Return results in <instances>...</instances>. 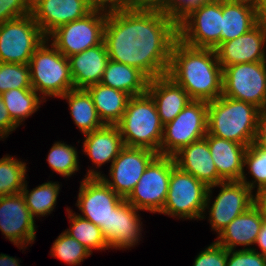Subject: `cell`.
<instances>
[{"label": "cell", "instance_id": "cell-1", "mask_svg": "<svg viewBox=\"0 0 266 266\" xmlns=\"http://www.w3.org/2000/svg\"><path fill=\"white\" fill-rule=\"evenodd\" d=\"M177 21L158 9L107 11L103 42L110 60L133 66L149 79L167 75Z\"/></svg>", "mask_w": 266, "mask_h": 266}, {"label": "cell", "instance_id": "cell-2", "mask_svg": "<svg viewBox=\"0 0 266 266\" xmlns=\"http://www.w3.org/2000/svg\"><path fill=\"white\" fill-rule=\"evenodd\" d=\"M192 100L213 101L222 95L223 69L215 49L196 48L175 40L167 72Z\"/></svg>", "mask_w": 266, "mask_h": 266}, {"label": "cell", "instance_id": "cell-3", "mask_svg": "<svg viewBox=\"0 0 266 266\" xmlns=\"http://www.w3.org/2000/svg\"><path fill=\"white\" fill-rule=\"evenodd\" d=\"M260 109L221 95L208 102L207 133L249 147L256 134Z\"/></svg>", "mask_w": 266, "mask_h": 266}, {"label": "cell", "instance_id": "cell-4", "mask_svg": "<svg viewBox=\"0 0 266 266\" xmlns=\"http://www.w3.org/2000/svg\"><path fill=\"white\" fill-rule=\"evenodd\" d=\"M117 126L124 146L146 148L160 155L164 125L158 115L156 104L148 93L129 98Z\"/></svg>", "mask_w": 266, "mask_h": 266}, {"label": "cell", "instance_id": "cell-5", "mask_svg": "<svg viewBox=\"0 0 266 266\" xmlns=\"http://www.w3.org/2000/svg\"><path fill=\"white\" fill-rule=\"evenodd\" d=\"M50 41L45 40L36 48L29 61L32 88L44 99L61 98L74 89L68 58ZM51 46V47H50Z\"/></svg>", "mask_w": 266, "mask_h": 266}, {"label": "cell", "instance_id": "cell-6", "mask_svg": "<svg viewBox=\"0 0 266 266\" xmlns=\"http://www.w3.org/2000/svg\"><path fill=\"white\" fill-rule=\"evenodd\" d=\"M222 0H207L177 21L178 39L196 48L215 49L221 43Z\"/></svg>", "mask_w": 266, "mask_h": 266}, {"label": "cell", "instance_id": "cell-7", "mask_svg": "<svg viewBox=\"0 0 266 266\" xmlns=\"http://www.w3.org/2000/svg\"><path fill=\"white\" fill-rule=\"evenodd\" d=\"M208 186L175 166L170 175L166 202L161 210L174 218L206 219L204 216Z\"/></svg>", "mask_w": 266, "mask_h": 266}, {"label": "cell", "instance_id": "cell-8", "mask_svg": "<svg viewBox=\"0 0 266 266\" xmlns=\"http://www.w3.org/2000/svg\"><path fill=\"white\" fill-rule=\"evenodd\" d=\"M208 102L190 101L171 122L163 127L160 156H173L182 147L207 134Z\"/></svg>", "mask_w": 266, "mask_h": 266}, {"label": "cell", "instance_id": "cell-9", "mask_svg": "<svg viewBox=\"0 0 266 266\" xmlns=\"http://www.w3.org/2000/svg\"><path fill=\"white\" fill-rule=\"evenodd\" d=\"M32 14L0 24V62L29 64L36 48L45 40Z\"/></svg>", "mask_w": 266, "mask_h": 266}, {"label": "cell", "instance_id": "cell-10", "mask_svg": "<svg viewBox=\"0 0 266 266\" xmlns=\"http://www.w3.org/2000/svg\"><path fill=\"white\" fill-rule=\"evenodd\" d=\"M107 11L93 9L83 18L58 27L47 39L67 58L103 41Z\"/></svg>", "mask_w": 266, "mask_h": 266}, {"label": "cell", "instance_id": "cell-11", "mask_svg": "<svg viewBox=\"0 0 266 266\" xmlns=\"http://www.w3.org/2000/svg\"><path fill=\"white\" fill-rule=\"evenodd\" d=\"M175 166L173 156L158 155L146 168L126 201L139 211L160 213L167 199L170 175Z\"/></svg>", "mask_w": 266, "mask_h": 266}, {"label": "cell", "instance_id": "cell-12", "mask_svg": "<svg viewBox=\"0 0 266 266\" xmlns=\"http://www.w3.org/2000/svg\"><path fill=\"white\" fill-rule=\"evenodd\" d=\"M158 155L146 148L124 146L110 166L109 179L95 169H89L85 177H100L116 194L126 199Z\"/></svg>", "mask_w": 266, "mask_h": 266}, {"label": "cell", "instance_id": "cell-13", "mask_svg": "<svg viewBox=\"0 0 266 266\" xmlns=\"http://www.w3.org/2000/svg\"><path fill=\"white\" fill-rule=\"evenodd\" d=\"M222 95L266 109V61L224 67Z\"/></svg>", "mask_w": 266, "mask_h": 266}, {"label": "cell", "instance_id": "cell-14", "mask_svg": "<svg viewBox=\"0 0 266 266\" xmlns=\"http://www.w3.org/2000/svg\"><path fill=\"white\" fill-rule=\"evenodd\" d=\"M215 187H220V192L211 204L212 189ZM253 195V191L241 181H223L209 186L205 212L209 210L211 229L218 235L233 219L253 206Z\"/></svg>", "mask_w": 266, "mask_h": 266}, {"label": "cell", "instance_id": "cell-15", "mask_svg": "<svg viewBox=\"0 0 266 266\" xmlns=\"http://www.w3.org/2000/svg\"><path fill=\"white\" fill-rule=\"evenodd\" d=\"M77 203L79 216L97 225L103 235L109 230L112 210L123 200L100 177H85L80 181Z\"/></svg>", "mask_w": 266, "mask_h": 266}, {"label": "cell", "instance_id": "cell-16", "mask_svg": "<svg viewBox=\"0 0 266 266\" xmlns=\"http://www.w3.org/2000/svg\"><path fill=\"white\" fill-rule=\"evenodd\" d=\"M34 218L21 192L0 196V231L19 249L27 248L36 239Z\"/></svg>", "mask_w": 266, "mask_h": 266}, {"label": "cell", "instance_id": "cell-17", "mask_svg": "<svg viewBox=\"0 0 266 266\" xmlns=\"http://www.w3.org/2000/svg\"><path fill=\"white\" fill-rule=\"evenodd\" d=\"M93 9L87 0H31V14L46 38L58 27L83 18Z\"/></svg>", "mask_w": 266, "mask_h": 266}, {"label": "cell", "instance_id": "cell-18", "mask_svg": "<svg viewBox=\"0 0 266 266\" xmlns=\"http://www.w3.org/2000/svg\"><path fill=\"white\" fill-rule=\"evenodd\" d=\"M266 24L258 23L247 33L223 43L215 52L222 69L224 67L251 62L266 61Z\"/></svg>", "mask_w": 266, "mask_h": 266}, {"label": "cell", "instance_id": "cell-19", "mask_svg": "<svg viewBox=\"0 0 266 266\" xmlns=\"http://www.w3.org/2000/svg\"><path fill=\"white\" fill-rule=\"evenodd\" d=\"M138 209L124 199L112 210L109 230L104 234L109 249L125 250L134 247L142 236V222Z\"/></svg>", "mask_w": 266, "mask_h": 266}, {"label": "cell", "instance_id": "cell-20", "mask_svg": "<svg viewBox=\"0 0 266 266\" xmlns=\"http://www.w3.org/2000/svg\"><path fill=\"white\" fill-rule=\"evenodd\" d=\"M176 166L208 187L224 180L218 175L206 138H201L182 147L173 155Z\"/></svg>", "mask_w": 266, "mask_h": 266}, {"label": "cell", "instance_id": "cell-21", "mask_svg": "<svg viewBox=\"0 0 266 266\" xmlns=\"http://www.w3.org/2000/svg\"><path fill=\"white\" fill-rule=\"evenodd\" d=\"M147 93L154 100L163 125L174 120L192 101L188 93L167 75L150 79Z\"/></svg>", "mask_w": 266, "mask_h": 266}, {"label": "cell", "instance_id": "cell-22", "mask_svg": "<svg viewBox=\"0 0 266 266\" xmlns=\"http://www.w3.org/2000/svg\"><path fill=\"white\" fill-rule=\"evenodd\" d=\"M68 61L74 88L86 89L101 82L109 56L102 41L99 45L68 57Z\"/></svg>", "mask_w": 266, "mask_h": 266}, {"label": "cell", "instance_id": "cell-23", "mask_svg": "<svg viewBox=\"0 0 266 266\" xmlns=\"http://www.w3.org/2000/svg\"><path fill=\"white\" fill-rule=\"evenodd\" d=\"M205 138L218 175L224 181H240L244 172V155L247 146L208 133Z\"/></svg>", "mask_w": 266, "mask_h": 266}, {"label": "cell", "instance_id": "cell-24", "mask_svg": "<svg viewBox=\"0 0 266 266\" xmlns=\"http://www.w3.org/2000/svg\"><path fill=\"white\" fill-rule=\"evenodd\" d=\"M263 221L259 211L251 206L218 234L216 242L227 250H235L237 246L244 247L241 249H252L251 245L255 244Z\"/></svg>", "mask_w": 266, "mask_h": 266}, {"label": "cell", "instance_id": "cell-25", "mask_svg": "<svg viewBox=\"0 0 266 266\" xmlns=\"http://www.w3.org/2000/svg\"><path fill=\"white\" fill-rule=\"evenodd\" d=\"M84 136L83 152L89 156L98 169L105 163L111 162L112 164L124 147L117 125H104Z\"/></svg>", "mask_w": 266, "mask_h": 266}, {"label": "cell", "instance_id": "cell-26", "mask_svg": "<svg viewBox=\"0 0 266 266\" xmlns=\"http://www.w3.org/2000/svg\"><path fill=\"white\" fill-rule=\"evenodd\" d=\"M149 80L138 68L109 59L100 83L132 97L147 93Z\"/></svg>", "mask_w": 266, "mask_h": 266}, {"label": "cell", "instance_id": "cell-27", "mask_svg": "<svg viewBox=\"0 0 266 266\" xmlns=\"http://www.w3.org/2000/svg\"><path fill=\"white\" fill-rule=\"evenodd\" d=\"M91 95L97 114L104 125H117L126 110L130 96L101 83L86 88Z\"/></svg>", "mask_w": 266, "mask_h": 266}, {"label": "cell", "instance_id": "cell-28", "mask_svg": "<svg viewBox=\"0 0 266 266\" xmlns=\"http://www.w3.org/2000/svg\"><path fill=\"white\" fill-rule=\"evenodd\" d=\"M258 23L257 11L253 7L222 0L221 43L236 39Z\"/></svg>", "mask_w": 266, "mask_h": 266}, {"label": "cell", "instance_id": "cell-29", "mask_svg": "<svg viewBox=\"0 0 266 266\" xmlns=\"http://www.w3.org/2000/svg\"><path fill=\"white\" fill-rule=\"evenodd\" d=\"M62 98L67 100L74 124L83 135L104 126L97 114L91 95L86 89L74 88L64 94Z\"/></svg>", "mask_w": 266, "mask_h": 266}, {"label": "cell", "instance_id": "cell-30", "mask_svg": "<svg viewBox=\"0 0 266 266\" xmlns=\"http://www.w3.org/2000/svg\"><path fill=\"white\" fill-rule=\"evenodd\" d=\"M8 113L13 122L20 126L41 107L44 99L33 89H11L1 94Z\"/></svg>", "mask_w": 266, "mask_h": 266}, {"label": "cell", "instance_id": "cell-31", "mask_svg": "<svg viewBox=\"0 0 266 266\" xmlns=\"http://www.w3.org/2000/svg\"><path fill=\"white\" fill-rule=\"evenodd\" d=\"M27 184L25 182L21 194L31 216L35 219V217L40 218L50 214L56 206L60 184L58 182L47 181L41 185L39 184L30 192L27 189Z\"/></svg>", "mask_w": 266, "mask_h": 266}, {"label": "cell", "instance_id": "cell-32", "mask_svg": "<svg viewBox=\"0 0 266 266\" xmlns=\"http://www.w3.org/2000/svg\"><path fill=\"white\" fill-rule=\"evenodd\" d=\"M66 210L70 220L69 223H71L69 229L65 230L66 233L76 239L91 253H93V250H109L102 230L97 225L73 213L70 208H66Z\"/></svg>", "mask_w": 266, "mask_h": 266}, {"label": "cell", "instance_id": "cell-33", "mask_svg": "<svg viewBox=\"0 0 266 266\" xmlns=\"http://www.w3.org/2000/svg\"><path fill=\"white\" fill-rule=\"evenodd\" d=\"M26 163L5 155L0 159V196L20 193L26 180Z\"/></svg>", "mask_w": 266, "mask_h": 266}, {"label": "cell", "instance_id": "cell-34", "mask_svg": "<svg viewBox=\"0 0 266 266\" xmlns=\"http://www.w3.org/2000/svg\"><path fill=\"white\" fill-rule=\"evenodd\" d=\"M77 149L62 141H57L51 147L48 154L49 167L63 177H71L79 170Z\"/></svg>", "mask_w": 266, "mask_h": 266}, {"label": "cell", "instance_id": "cell-35", "mask_svg": "<svg viewBox=\"0 0 266 266\" xmlns=\"http://www.w3.org/2000/svg\"><path fill=\"white\" fill-rule=\"evenodd\" d=\"M243 167L248 168V173L251 174L253 180H247L245 170L243 172L241 182L245 183L252 191L266 187V152L259 149L254 143L247 147L244 155ZM257 185V186H256Z\"/></svg>", "mask_w": 266, "mask_h": 266}, {"label": "cell", "instance_id": "cell-36", "mask_svg": "<svg viewBox=\"0 0 266 266\" xmlns=\"http://www.w3.org/2000/svg\"><path fill=\"white\" fill-rule=\"evenodd\" d=\"M50 252L52 257H56L71 266L80 265L81 262L92 254L65 231L57 237L55 242L53 241Z\"/></svg>", "mask_w": 266, "mask_h": 266}, {"label": "cell", "instance_id": "cell-37", "mask_svg": "<svg viewBox=\"0 0 266 266\" xmlns=\"http://www.w3.org/2000/svg\"><path fill=\"white\" fill-rule=\"evenodd\" d=\"M24 88H32L29 65L0 62V94Z\"/></svg>", "mask_w": 266, "mask_h": 266}, {"label": "cell", "instance_id": "cell-38", "mask_svg": "<svg viewBox=\"0 0 266 266\" xmlns=\"http://www.w3.org/2000/svg\"><path fill=\"white\" fill-rule=\"evenodd\" d=\"M257 250V251H256ZM226 266H266V256L258 249L227 250Z\"/></svg>", "mask_w": 266, "mask_h": 266}, {"label": "cell", "instance_id": "cell-39", "mask_svg": "<svg viewBox=\"0 0 266 266\" xmlns=\"http://www.w3.org/2000/svg\"><path fill=\"white\" fill-rule=\"evenodd\" d=\"M226 263L227 249L214 241L197 255L193 266H226Z\"/></svg>", "mask_w": 266, "mask_h": 266}, {"label": "cell", "instance_id": "cell-40", "mask_svg": "<svg viewBox=\"0 0 266 266\" xmlns=\"http://www.w3.org/2000/svg\"><path fill=\"white\" fill-rule=\"evenodd\" d=\"M31 13V0H0V24Z\"/></svg>", "mask_w": 266, "mask_h": 266}, {"label": "cell", "instance_id": "cell-41", "mask_svg": "<svg viewBox=\"0 0 266 266\" xmlns=\"http://www.w3.org/2000/svg\"><path fill=\"white\" fill-rule=\"evenodd\" d=\"M206 1L207 0H168L167 5L162 10L178 21L190 9Z\"/></svg>", "mask_w": 266, "mask_h": 266}, {"label": "cell", "instance_id": "cell-42", "mask_svg": "<svg viewBox=\"0 0 266 266\" xmlns=\"http://www.w3.org/2000/svg\"><path fill=\"white\" fill-rule=\"evenodd\" d=\"M17 127L11 119L0 94V140L8 137Z\"/></svg>", "mask_w": 266, "mask_h": 266}, {"label": "cell", "instance_id": "cell-43", "mask_svg": "<svg viewBox=\"0 0 266 266\" xmlns=\"http://www.w3.org/2000/svg\"><path fill=\"white\" fill-rule=\"evenodd\" d=\"M259 149L266 152V109L259 112L256 134L253 142Z\"/></svg>", "mask_w": 266, "mask_h": 266}, {"label": "cell", "instance_id": "cell-44", "mask_svg": "<svg viewBox=\"0 0 266 266\" xmlns=\"http://www.w3.org/2000/svg\"><path fill=\"white\" fill-rule=\"evenodd\" d=\"M94 9L106 11L118 10L128 7V0H87Z\"/></svg>", "mask_w": 266, "mask_h": 266}, {"label": "cell", "instance_id": "cell-45", "mask_svg": "<svg viewBox=\"0 0 266 266\" xmlns=\"http://www.w3.org/2000/svg\"><path fill=\"white\" fill-rule=\"evenodd\" d=\"M168 0H128V7L134 9H158L162 10Z\"/></svg>", "mask_w": 266, "mask_h": 266}, {"label": "cell", "instance_id": "cell-46", "mask_svg": "<svg viewBox=\"0 0 266 266\" xmlns=\"http://www.w3.org/2000/svg\"><path fill=\"white\" fill-rule=\"evenodd\" d=\"M253 195V206L259 211L261 217L266 220V187L257 189Z\"/></svg>", "mask_w": 266, "mask_h": 266}, {"label": "cell", "instance_id": "cell-47", "mask_svg": "<svg viewBox=\"0 0 266 266\" xmlns=\"http://www.w3.org/2000/svg\"><path fill=\"white\" fill-rule=\"evenodd\" d=\"M258 245V247L260 248L261 251H259V253H261L262 255L266 256V220L263 221L259 234L257 236L255 245Z\"/></svg>", "mask_w": 266, "mask_h": 266}, {"label": "cell", "instance_id": "cell-48", "mask_svg": "<svg viewBox=\"0 0 266 266\" xmlns=\"http://www.w3.org/2000/svg\"><path fill=\"white\" fill-rule=\"evenodd\" d=\"M0 266H20L19 260L7 254H0Z\"/></svg>", "mask_w": 266, "mask_h": 266}, {"label": "cell", "instance_id": "cell-49", "mask_svg": "<svg viewBox=\"0 0 266 266\" xmlns=\"http://www.w3.org/2000/svg\"><path fill=\"white\" fill-rule=\"evenodd\" d=\"M257 11V18L260 23L266 24V0H261Z\"/></svg>", "mask_w": 266, "mask_h": 266}, {"label": "cell", "instance_id": "cell-50", "mask_svg": "<svg viewBox=\"0 0 266 266\" xmlns=\"http://www.w3.org/2000/svg\"><path fill=\"white\" fill-rule=\"evenodd\" d=\"M231 2H235V3H240V4H245L248 5L250 7H253L254 9H257L261 0H229Z\"/></svg>", "mask_w": 266, "mask_h": 266}]
</instances>
